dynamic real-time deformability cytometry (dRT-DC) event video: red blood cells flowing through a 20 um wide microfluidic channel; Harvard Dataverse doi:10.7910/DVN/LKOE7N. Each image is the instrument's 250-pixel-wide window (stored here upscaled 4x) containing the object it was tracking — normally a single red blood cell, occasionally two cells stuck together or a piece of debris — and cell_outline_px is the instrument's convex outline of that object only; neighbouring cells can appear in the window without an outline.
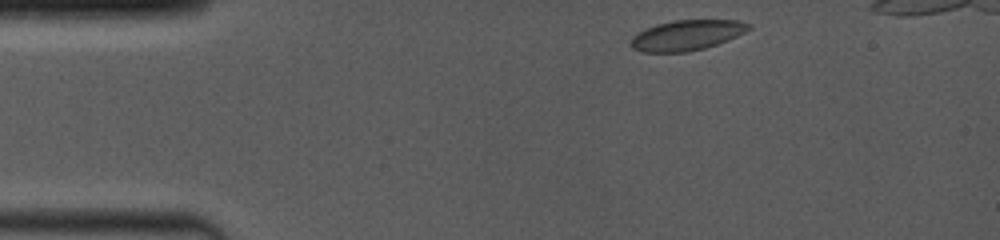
{"species": "common noctule bat (a hibernating species)", "species_latin": "Nyctalus noctula", "temperature_condition": "room temperature", "stored_images_in_passage": 30, "camera_frame_rate_fps": 4000, "um_per_image_px": 0.085, "animal": {"sex": "female", "body_mass_g": 19.0, "forearm_length_mm": 53.3}, "frame": {"image": 1, "passage_image": 1, "time_ms": 0.0, "image_size_px": [1000, 240], "cell_outline_px": [[752, 28], [736, 36], [716, 44], [704, 48], [688, 52], [644, 52], [632, 48], [632, 36], [636, 32], [644, 28], [656, 24], [672, 20], [740, 20], [752, 24]], "centroid_in_image_um": [58.37, 2.98], "position_along_channel_um": 26.6, "area_um2": 20.87}}
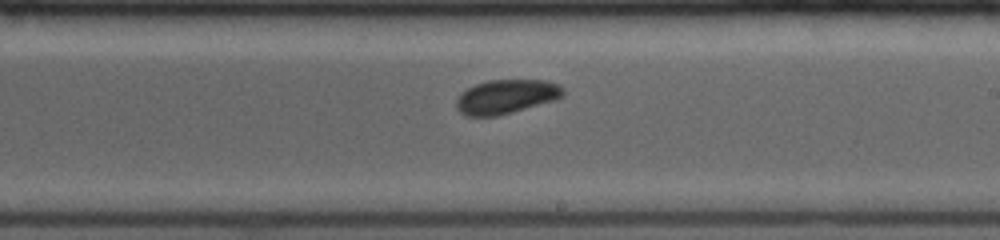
{"frame": {"image": 2, "passage_image": 19, "time_ms": 7.0, "image_size_px": [1000, 240], "cell_outline_px": [[564, 96], [556, 100], [512, 112], [496, 116], [464, 116], [456, 108], [456, 100], [460, 92], [476, 84], [488, 80], [544, 80], [560, 84], [564, 88]], "centroid_in_image_um": [43.03, 8.21], "position_along_channel_um": 246.0, "area_um2": 21.44}}
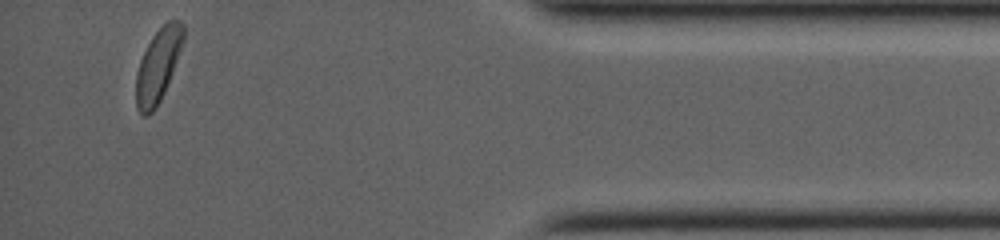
{"frame": {"image": 3, "passage_image": 29, "time_ms": 12.25, "image_size_px": [1000, 240], "cell_outline_px": [[184, 40], [164, 92], [160, 100], [152, 112], [148, 116], [144, 116], [136, 108], [136, 72], [140, 60], [152, 36], [168, 20], [180, 20], [184, 24]], "centroid_in_image_um": [13.42, 5.55], "position_along_channel_um": 421.8, "area_um2": 19.88}}